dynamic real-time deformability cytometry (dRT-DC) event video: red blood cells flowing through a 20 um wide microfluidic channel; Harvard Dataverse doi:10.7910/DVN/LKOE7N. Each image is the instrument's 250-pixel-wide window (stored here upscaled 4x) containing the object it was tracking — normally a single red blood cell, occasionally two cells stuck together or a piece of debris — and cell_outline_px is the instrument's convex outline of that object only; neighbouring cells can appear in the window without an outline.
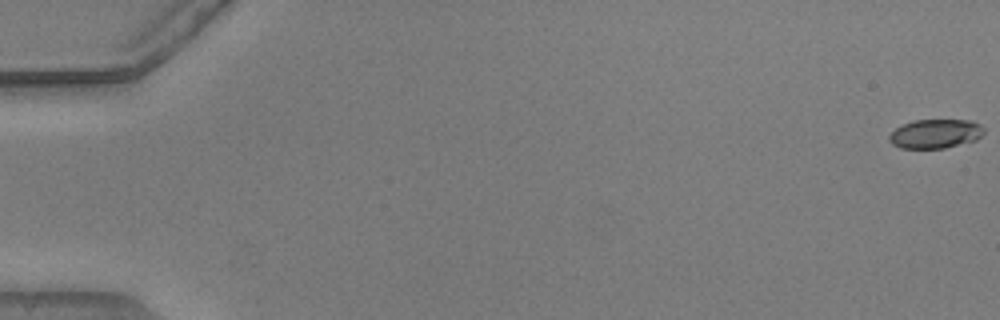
{"species": "common noctule bat (a hibernating species)", "species_latin": "Nyctalus noctula", "temperature_condition": "warm", "stored_images_in_passage": 55, "camera_frame_rate_fps": 3000, "um_per_image_px": 0.085, "animal": {"sex": "male", "body_mass_g": 20.5, "forearm_length_mm": 52.5}, "frame": {"image": 1, "passage_image": 1, "time_ms": 0.0, "image_size_px": [1000, 320], "cell_outline_px": [[984, 132], [976, 140], [944, 148], [900, 148], [892, 144], [888, 140], [888, 136], [896, 128], [912, 120], [972, 120], [980, 124], [984, 128]], "centroid_in_image_um": [79.5, 11.36], "position_along_channel_um": 5.5, "area_um2": 16.07}}
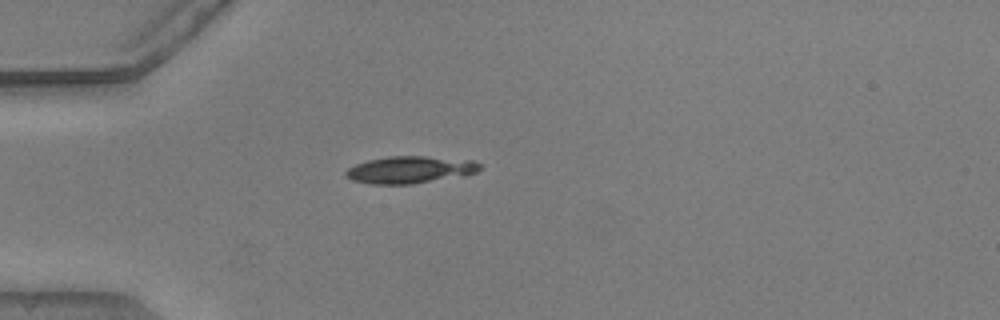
{"frame": {"image": 2, "passage_image": 17, "time_ms": 5.333, "image_size_px": [1000, 320], "cell_outline_px": [[484, 164], [476, 172], [468, 176], [412, 184], [372, 184], [352, 180], [344, 176], [344, 172], [348, 168], [356, 164], [368, 160], [388, 156], [424, 156], [472, 160]], "centroid_in_image_um": [34.9, 14.43], "position_along_channel_um": 50.1, "area_um2": 21.56}}